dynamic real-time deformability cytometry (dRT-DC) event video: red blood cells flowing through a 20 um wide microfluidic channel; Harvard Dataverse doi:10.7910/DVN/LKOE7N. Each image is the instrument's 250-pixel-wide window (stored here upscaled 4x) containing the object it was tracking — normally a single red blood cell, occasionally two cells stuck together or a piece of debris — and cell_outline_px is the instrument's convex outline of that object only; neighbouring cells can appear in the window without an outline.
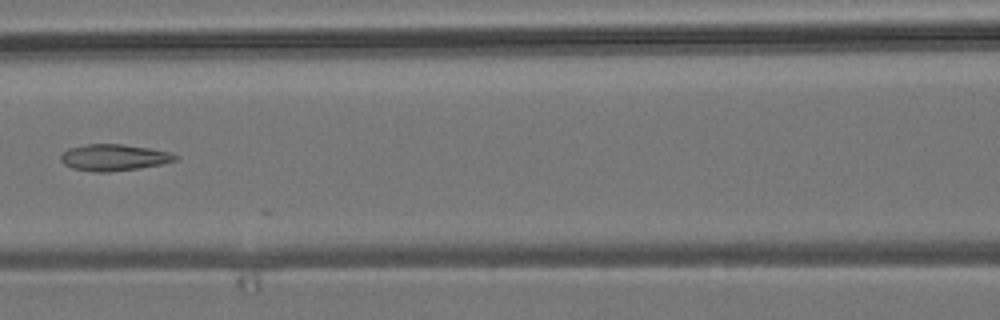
{"species": "common noctule bat (a hibernating species)", "species_latin": "Nyctalus noctula", "temperature_condition": "room temperature", "stored_images_in_passage": 8, "camera_frame_rate_fps": 3000, "um_per_image_px": 0.085, "animal": {"sex": "male", "body_mass_g": 19.2, "forearm_length_mm": 51.8}, "frame": {"image": 1, "passage_image": 6, "time_ms": 5.667, "image_size_px": [1000, 320], "cell_outline_px": [[180, 156], [176, 160], [160, 164], [140, 168], [108, 172], [92, 172], [72, 168], [64, 164], [60, 160], [60, 156], [68, 148], [84, 144], [124, 144], [172, 152]], "centroid_in_image_um": [9.68, 13.38], "position_along_channel_um": 156.9, "area_um2": 17.8}}
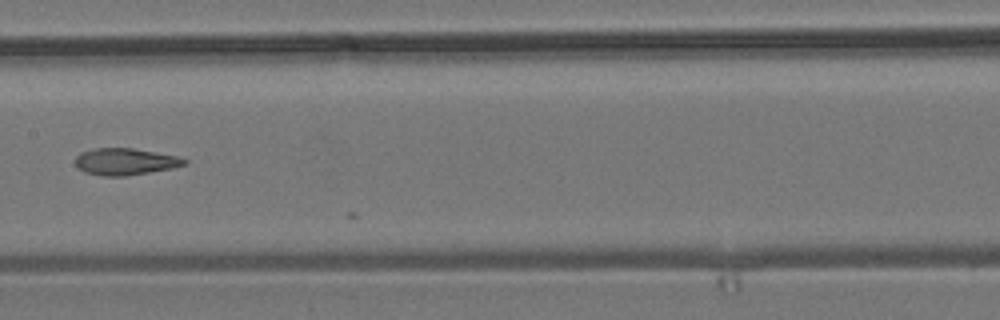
{"frame": {"image": 2, "passage_image": 7, "time_ms": 6.667, "image_size_px": [1000, 320], "cell_outline_px": [[188, 164], [172, 168], [124, 176], [104, 176], [84, 172], [76, 164], [76, 156], [80, 152], [96, 148], [132, 148], [180, 156], [188, 160]], "centroid_in_image_um": [10.68, 13.73], "position_along_channel_um": 196.7, "area_um2": 16.99}}